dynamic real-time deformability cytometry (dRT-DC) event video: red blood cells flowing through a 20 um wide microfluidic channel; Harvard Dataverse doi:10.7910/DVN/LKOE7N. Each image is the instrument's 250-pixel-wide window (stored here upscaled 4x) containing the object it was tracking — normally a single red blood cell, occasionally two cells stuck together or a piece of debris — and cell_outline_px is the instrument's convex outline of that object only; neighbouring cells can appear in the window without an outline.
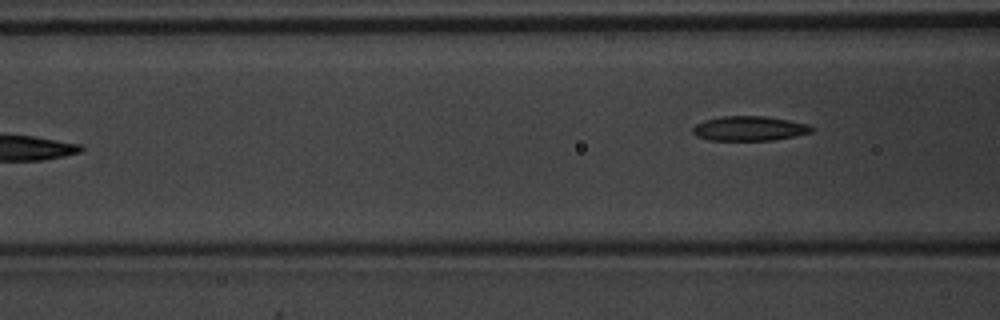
{"species": "common noctule bat (a hibernating species)", "species_latin": "Nyctalus noctula", "temperature_condition": "warm", "stored_images_in_passage": 4, "camera_frame_rate_fps": 3000, "um_per_image_px": 0.085, "animal": {"sex": "male", "body_mass_g": 20.1, "forearm_length_mm": 53.5}, "frame": {"image": 1, "passage_image": 4, "time_ms": 1.0, "image_size_px": [1000, 320], "cell_outline_px": [[816, 128], [812, 132], [796, 136], [772, 140], [708, 140], [696, 136], [692, 132], [692, 128], [696, 124], [704, 120], [724, 116], [764, 116], [788, 120], [808, 124]], "centroid_in_image_um": [63.7, 10.92], "position_along_channel_um": 102.9, "area_um2": 17.11}}